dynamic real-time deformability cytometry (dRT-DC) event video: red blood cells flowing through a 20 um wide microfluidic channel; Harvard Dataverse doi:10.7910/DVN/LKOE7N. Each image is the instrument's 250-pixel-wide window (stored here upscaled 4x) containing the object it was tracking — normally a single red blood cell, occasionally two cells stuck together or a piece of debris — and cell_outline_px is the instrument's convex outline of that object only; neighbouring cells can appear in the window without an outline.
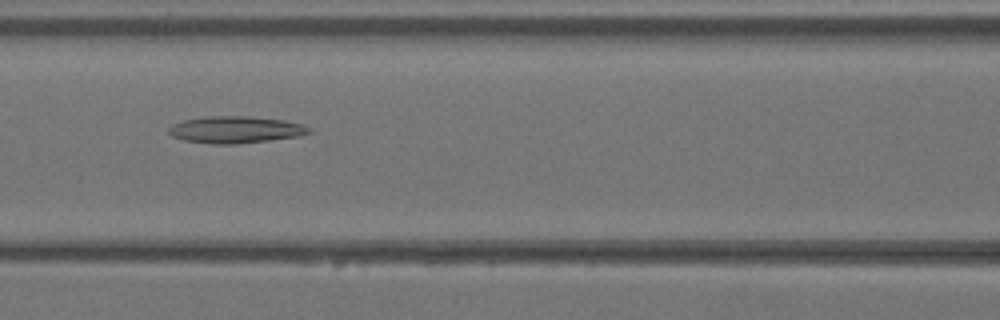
{"species": "Egyptian fruit bat (a non-hibernating species)", "species_latin": "Rousettus aegyptiacus", "temperature_condition": "warm", "stored_images_in_passage": 5, "camera_frame_rate_fps": 3000, "um_per_image_px": 0.085, "animal": {"sex": "female"}, "frame": {"image": 1, "passage_image": 4, "time_ms": 1.0, "image_size_px": [1000, 320], "cell_outline_px": [[312, 132], [300, 136], [272, 140], [236, 144], [212, 144], [184, 140], [172, 136], [168, 132], [168, 128], [172, 124], [184, 120], [208, 116], [244, 116], [284, 120], [300, 124], [308, 128]], "centroid_in_image_um": [20.0, 11.03], "position_along_channel_um": 146.6, "area_um2": 21.91}}
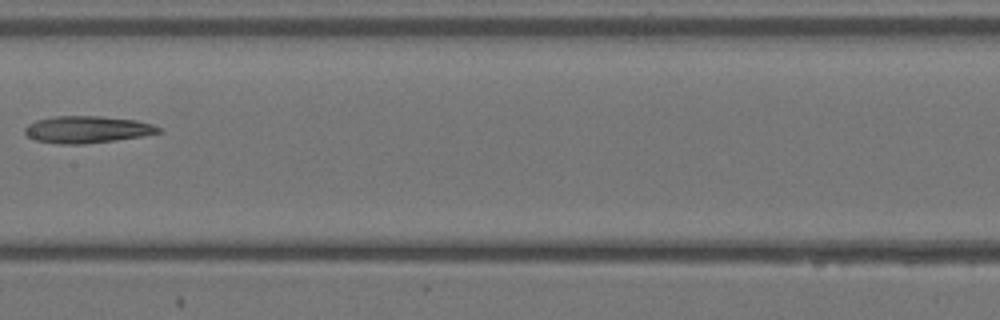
{"frame": {"image": 2, "passage_image": 5, "time_ms": 1.333, "image_size_px": [1000, 320], "cell_outline_px": [[164, 132], [144, 136], [116, 140], [84, 144], [60, 144], [36, 140], [28, 136], [24, 132], [24, 128], [28, 124], [36, 120], [56, 116], [100, 116], [136, 120], [152, 124], [164, 128]], "centroid_in_image_um": [7.47, 11.01], "position_along_channel_um": 199.9, "area_um2": 21.21}}